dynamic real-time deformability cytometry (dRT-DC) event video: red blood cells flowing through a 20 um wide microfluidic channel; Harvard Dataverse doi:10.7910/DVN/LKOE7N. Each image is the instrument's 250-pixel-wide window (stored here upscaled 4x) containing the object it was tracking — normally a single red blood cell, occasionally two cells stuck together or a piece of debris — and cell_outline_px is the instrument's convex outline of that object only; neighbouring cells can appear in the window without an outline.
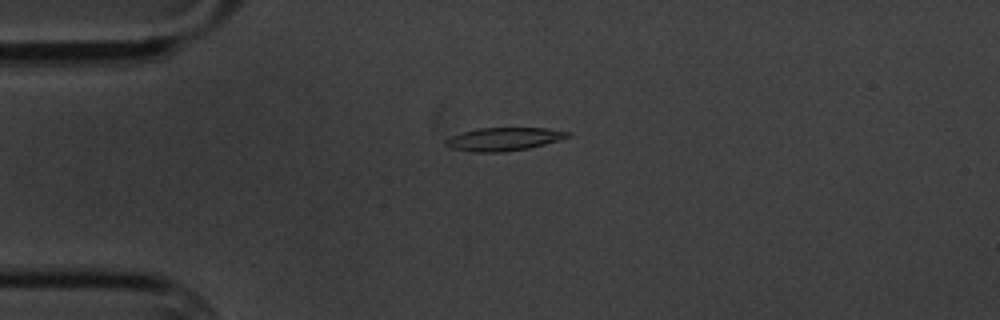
{"species": "common noctule bat (a hibernating species)", "species_latin": "Nyctalus noctula", "temperature_condition": "cold", "stored_images_in_passage": 2, "camera_frame_rate_fps": 3000, "um_per_image_px": 0.085, "animal": {"sex": "male", "body_mass_g": 20.1, "forearm_length_mm": 53.5}, "frame": {"image": 1, "passage_image": 1, "time_ms": 0.0, "image_size_px": [1000, 320], "cell_outline_px": [[572, 136], [544, 144], [528, 148], [500, 152], [472, 152], [452, 148], [444, 144], [444, 140], [452, 136], [464, 132], [480, 128], [548, 128], [572, 132]], "centroid_in_image_um": [42.85, 11.82], "position_along_channel_um": 42.2, "area_um2": 16.36}}